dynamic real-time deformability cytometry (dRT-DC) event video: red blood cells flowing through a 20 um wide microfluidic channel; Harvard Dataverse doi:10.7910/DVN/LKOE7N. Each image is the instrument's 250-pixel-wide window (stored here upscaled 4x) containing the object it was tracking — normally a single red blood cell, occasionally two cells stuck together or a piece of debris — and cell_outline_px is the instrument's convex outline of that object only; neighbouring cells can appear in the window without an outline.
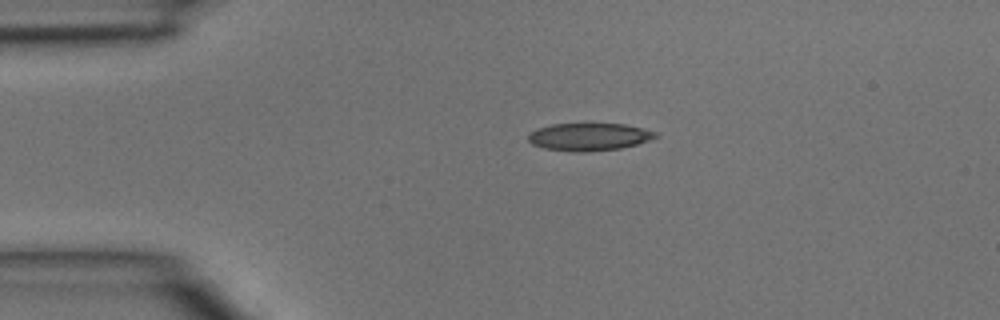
{"species": "common noctule bat (a hibernating species)", "species_latin": "Nyctalus noctula", "temperature_condition": "room temperature", "stored_images_in_passage": 3, "camera_frame_rate_fps": 3000, "um_per_image_px": 0.085, "animal": {"sex": "male", "body_mass_g": 15.6}, "frame": {"image": 1, "passage_image": 1, "time_ms": 0.0, "image_size_px": [1000, 320], "cell_outline_px": [[660, 136], [636, 144], [620, 148], [588, 152], [572, 152], [544, 148], [532, 144], [528, 140], [528, 132], [536, 128], [552, 124], [588, 120], [624, 124], [660, 132]], "centroid_in_image_um": [50.06, 11.57], "position_along_channel_um": 34.9, "area_um2": 21.68}}